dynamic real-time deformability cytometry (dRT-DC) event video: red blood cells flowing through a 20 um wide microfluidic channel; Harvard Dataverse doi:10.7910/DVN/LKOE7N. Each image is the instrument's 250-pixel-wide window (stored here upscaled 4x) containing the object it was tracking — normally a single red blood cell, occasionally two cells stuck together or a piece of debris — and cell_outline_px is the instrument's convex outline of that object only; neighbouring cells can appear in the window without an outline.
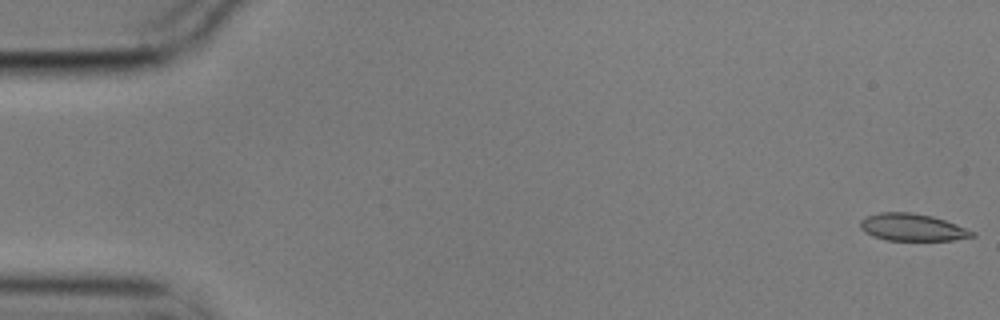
{"species": "common noctule bat (a hibernating species)", "species_latin": "Nyctalus noctula", "temperature_condition": "cold", "stored_images_in_passage": 56, "camera_frame_rate_fps": 3000, "um_per_image_px": 0.085, "animal": {"sex": "male", "body_mass_g": 17.9}, "frame": {"image": 1, "passage_image": 1, "time_ms": 0.0, "image_size_px": [1000, 320], "cell_outline_px": [[976, 236], [956, 240], [884, 240], [872, 236], [864, 232], [860, 228], [860, 220], [864, 216], [880, 212], [912, 212], [932, 216], [956, 224], [976, 232]], "centroid_in_image_um": [77.53, 19.32], "position_along_channel_um": 7.5, "area_um2": 17.98}}
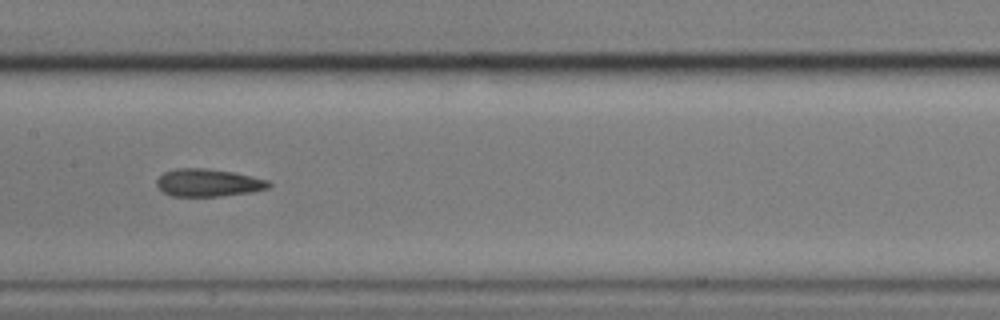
{"frame": {"image": 2, "passage_image": 28, "time_ms": 9.0, "image_size_px": [1000, 320], "cell_outline_px": [[272, 184], [268, 188], [252, 192], [220, 196], [172, 196], [164, 192], [156, 184], [156, 180], [164, 172], [176, 168], [204, 168], [232, 172], [252, 176], [268, 180]], "centroid_in_image_um": [17.7, 15.53], "position_along_channel_um": 189.7, "area_um2": 17.98}}
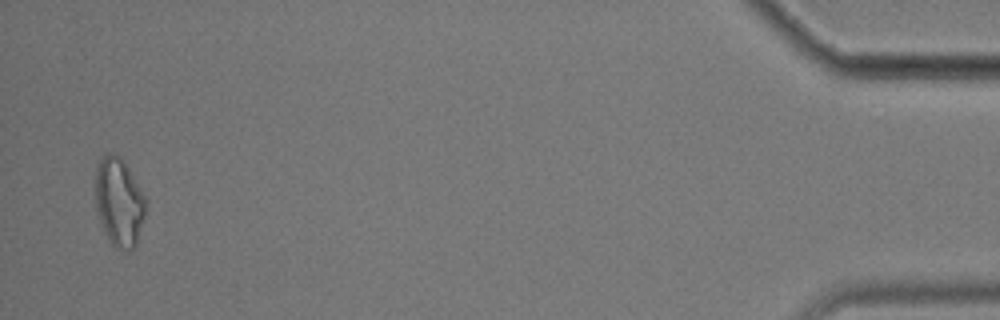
{"frame": {"image": 3, "passage_image": 55, "time_ms": 18.0, "image_size_px": [1000, 320], "cell_outline_px": [[148, 200], [144, 216], [136, 244], [128, 252], [116, 248], [112, 244], [100, 220], [96, 208], [96, 172], [100, 160], [108, 152], [112, 152], [120, 156], [128, 168]], "centroid_in_image_um": [10.15, 17.17], "position_along_channel_um": 425.1, "area_um2": 25.66}, "authors_computed_cell_mechanics": {"area_um2": 18.6694, "velocity_mm_per_s": 3.5435, "shape_relaxation_time_tau1_ms": 10.5079, "shape_relaxation_time_tau2_ms": 2.9484, "deformation_change_tau1": 0.1595, "deformation_change_tau2": 0.0844}}